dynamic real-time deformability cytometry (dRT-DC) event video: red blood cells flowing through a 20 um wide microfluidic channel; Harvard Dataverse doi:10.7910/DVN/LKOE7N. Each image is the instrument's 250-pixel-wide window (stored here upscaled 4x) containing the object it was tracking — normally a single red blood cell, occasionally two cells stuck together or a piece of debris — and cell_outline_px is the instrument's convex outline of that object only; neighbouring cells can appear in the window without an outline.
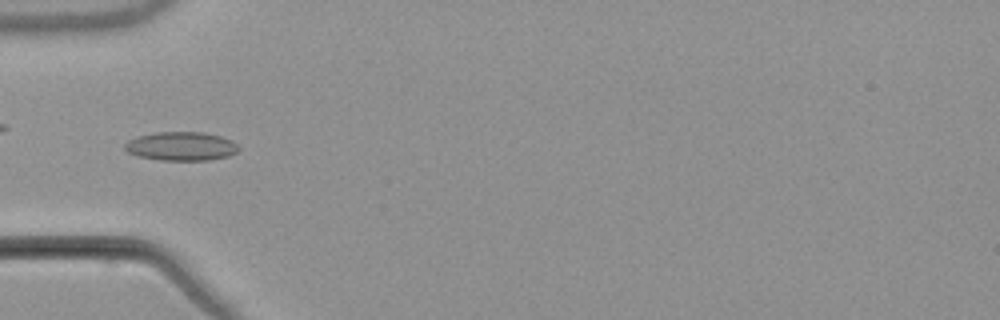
{"species": "common noctule bat (a hibernating species)", "species_latin": "Nyctalus noctula", "temperature_condition": "warm", "stored_images_in_passage": 7, "camera_frame_rate_fps": 3000, "um_per_image_px": 0.085, "animal": {"sex": "male", "body_mass_g": 21.5, "forearm_length_mm": 52.0}, "frame": {"image": 1, "passage_image": 5, "time_ms": 5.667, "image_size_px": [1000, 320], "cell_outline_px": [[240, 148], [236, 152], [228, 156], [208, 160], [160, 160], [136, 156], [128, 152], [124, 148], [124, 144], [128, 140], [140, 136], [156, 132], [204, 132], [220, 136], [232, 140]], "centroid_in_image_um": [15.4, 12.43], "position_along_channel_um": 69.6, "area_um2": 19.07}}
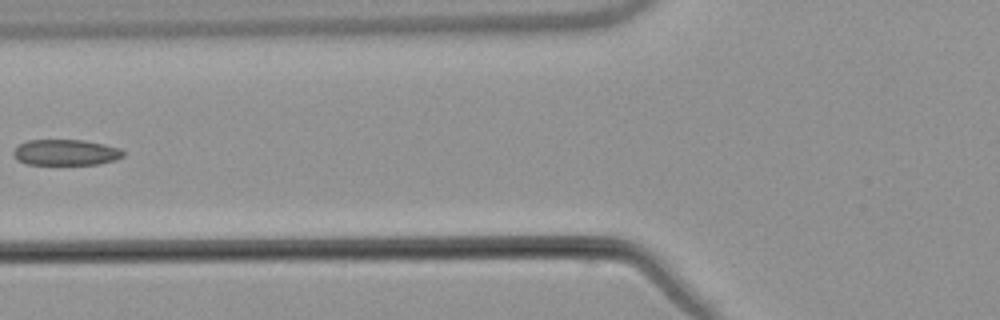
{"frame": {"image": 2, "passage_image": 6, "time_ms": 7.0, "image_size_px": [1000, 320], "cell_outline_px": [[124, 156], [116, 160], [100, 164], [28, 164], [16, 160], [12, 152], [20, 144], [28, 140], [84, 140], [104, 144], [120, 148], [124, 152]], "centroid_in_image_um": [5.61, 12.96], "position_along_channel_um": 120.2, "area_um2": 16.59}}
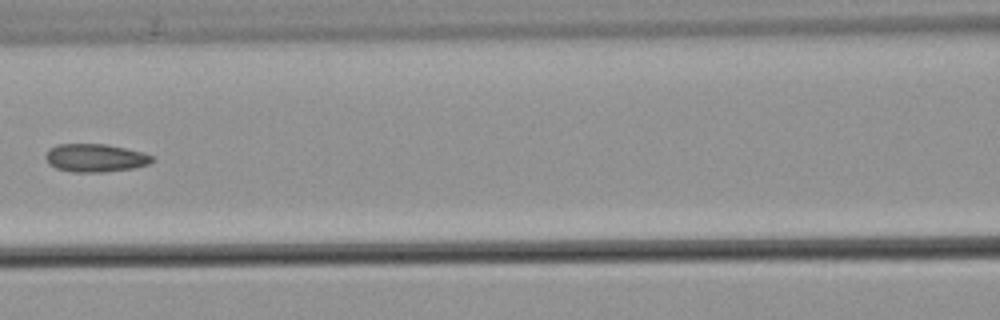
{"frame": {"image": 3, "passage_image": 7, "time_ms": 8.0, "image_size_px": [1000, 320], "cell_outline_px": [[152, 160], [148, 164], [132, 168], [104, 172], [72, 172], [56, 168], [48, 164], [44, 156], [48, 148], [56, 144], [108, 144], [144, 152], [152, 156]], "centroid_in_image_um": [8.04, 13.41], "position_along_channel_um": 158.6, "area_um2": 17.57}}